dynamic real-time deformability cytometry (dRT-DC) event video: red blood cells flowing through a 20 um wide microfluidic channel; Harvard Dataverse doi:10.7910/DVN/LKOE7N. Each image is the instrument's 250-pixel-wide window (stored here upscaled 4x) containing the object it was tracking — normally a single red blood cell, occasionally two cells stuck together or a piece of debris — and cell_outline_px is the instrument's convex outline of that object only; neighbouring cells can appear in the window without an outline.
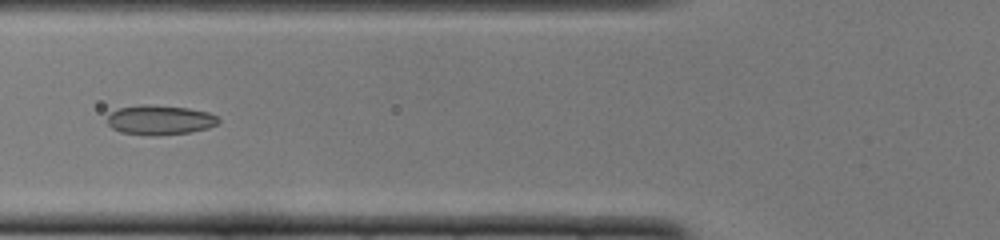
{"species": "common noctule bat (a hibernating species)", "species_latin": "Nyctalus noctula", "temperature_condition": "cold", "stored_images_in_passage": 50, "camera_frame_rate_fps": 3000, "um_per_image_px": 0.085, "animal": {"sex": "female", "body_mass_g": 22.0, "forearm_length_mm": 56.7}, "frame": {"image": 1, "passage_image": 19, "time_ms": 6.0, "image_size_px": [1000, 240], "cell_outline_px": [[220, 120], [216, 124], [208, 128], [188, 132], [156, 136], [152, 136], [120, 132], [112, 128], [108, 124], [108, 116], [112, 112], [120, 108], [144, 104], [148, 104], [188, 108], [208, 112], [216, 116]], "centroid_in_image_um": [13.58, 10.2], "position_along_channel_um": 112.2, "area_um2": 19.07}}
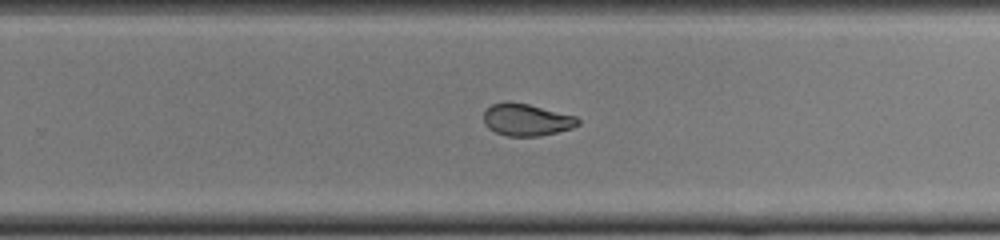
{"frame": {"image": 2, "passage_image": 32, "time_ms": 10.333, "image_size_px": [1000, 240], "cell_outline_px": [[580, 124], [572, 128], [540, 136], [508, 136], [496, 132], [488, 128], [484, 124], [484, 112], [492, 104], [528, 104], [576, 116], [580, 120]], "centroid_in_image_um": [44.79, 10.21], "position_along_channel_um": 285.0, "area_um2": 17.17}}
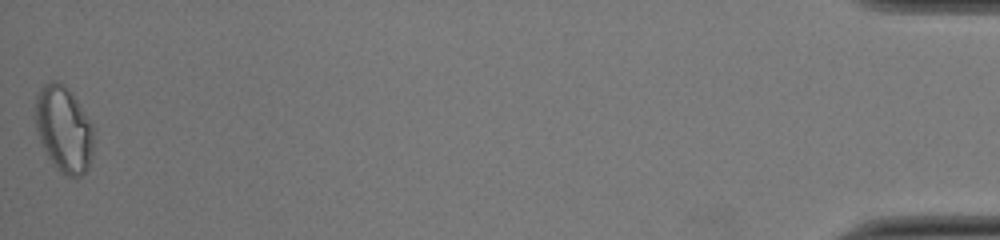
{"frame": {"image": 3, "passage_image": 50, "time_ms": 16.333, "image_size_px": [1000, 240], "cell_outline_px": [[92, 152], [88, 168], [76, 180], [60, 172], [52, 164], [40, 140], [36, 128], [36, 96], [40, 88], [44, 84], [52, 80], [56, 80], [64, 84], [68, 88], [92, 124]], "centroid_in_image_um": [5.41, 10.99], "position_along_channel_um": 429.8, "area_um2": 29.02}, "authors_computed_cell_mechanics": {"area_um2": 19.4497, "velocity_mm_per_s": 3.9976, "shape_relaxation_time_tau1_ms": 9.526, "shape_relaxation_time_tau2_ms": 1.0955, "deformation_change_tau1": 0.2236, "deformation_change_tau2": 0.0632}}